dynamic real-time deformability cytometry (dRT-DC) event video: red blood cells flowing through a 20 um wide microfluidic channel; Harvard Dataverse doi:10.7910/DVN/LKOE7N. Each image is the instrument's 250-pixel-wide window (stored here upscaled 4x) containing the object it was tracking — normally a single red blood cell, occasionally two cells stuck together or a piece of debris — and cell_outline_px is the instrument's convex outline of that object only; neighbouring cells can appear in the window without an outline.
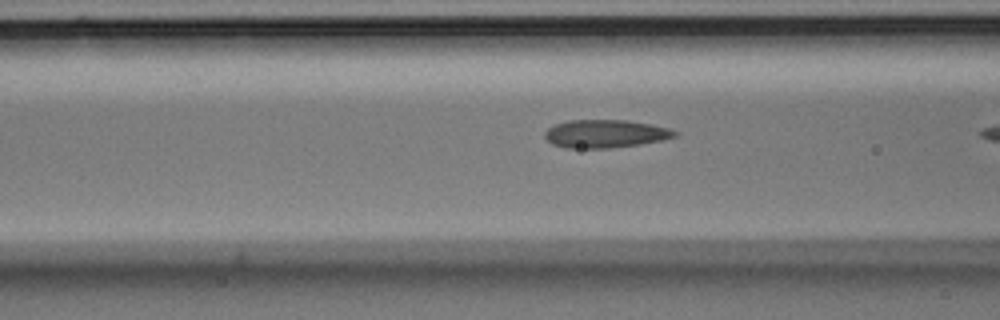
{"species": "Egyptian fruit bat (a non-hibernating species)", "species_latin": "Rousettus aegyptiacus", "temperature_condition": "room temperature", "stored_images_in_passage": 10, "camera_frame_rate_fps": 3000, "um_per_image_px": 0.085, "animal": {"sex": "male"}, "frame": {"image": 1, "passage_image": 9, "time_ms": 2.667, "image_size_px": [1000, 320], "cell_outline_px": [[680, 132], [676, 136], [660, 140], [640, 144], [608, 148], [564, 148], [552, 144], [544, 136], [544, 132], [548, 128], [556, 124], [568, 120], [628, 120], [652, 124], [668, 128]], "centroid_in_image_um": [51.44, 11.36], "position_along_channel_um": 115.2, "area_um2": 21.27}}